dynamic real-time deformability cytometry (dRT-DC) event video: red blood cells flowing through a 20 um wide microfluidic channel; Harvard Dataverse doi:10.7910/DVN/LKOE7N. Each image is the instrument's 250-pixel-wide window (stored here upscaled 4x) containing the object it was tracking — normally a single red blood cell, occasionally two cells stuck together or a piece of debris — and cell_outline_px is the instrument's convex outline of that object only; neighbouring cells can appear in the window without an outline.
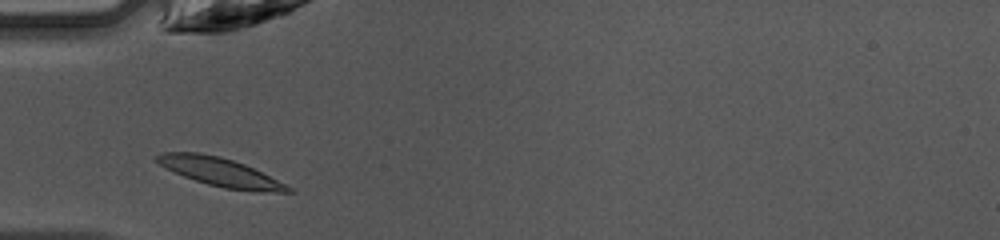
{"species": "common noctule bat (a hibernating species)", "species_latin": "Nyctalus noctula", "temperature_condition": "warm", "stored_images_in_passage": 34, "camera_frame_rate_fps": 3000, "um_per_image_px": 0.085, "animal": {"sex": "female", "body_mass_g": 10.0, "forearm_length_mm": 53.1}, "frame": {"image": 1, "passage_image": 2, "time_ms": 0.333, "image_size_px": [1000, 240], "cell_outline_px": [[296, 192], [260, 192], [224, 188], [208, 184], [184, 176], [160, 164], [156, 160], [156, 156], [164, 152], [200, 152], [220, 156], [244, 164], [292, 188]], "centroid_in_image_um": [18.73, 14.62], "position_along_channel_um": 66.3, "area_um2": 21.27}}
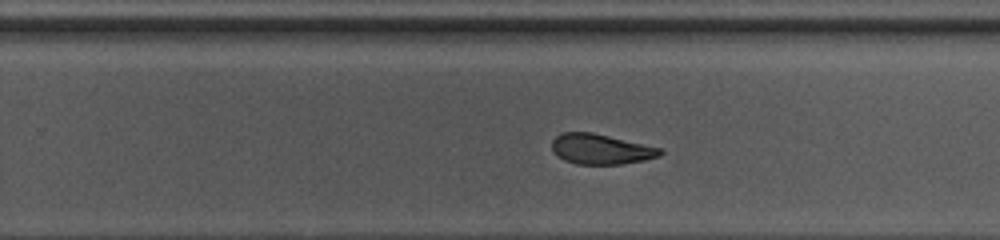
{"frame": {"image": 2, "passage_image": 17, "time_ms": 5.333, "image_size_px": [1000, 240], "cell_outline_px": [[664, 152], [660, 156], [644, 160], [620, 164], [576, 164], [564, 160], [556, 156], [552, 152], [552, 140], [560, 132], [592, 132], [660, 148]], "centroid_in_image_um": [51.02, 12.67], "position_along_channel_um": 278.8, "area_um2": 19.07}}
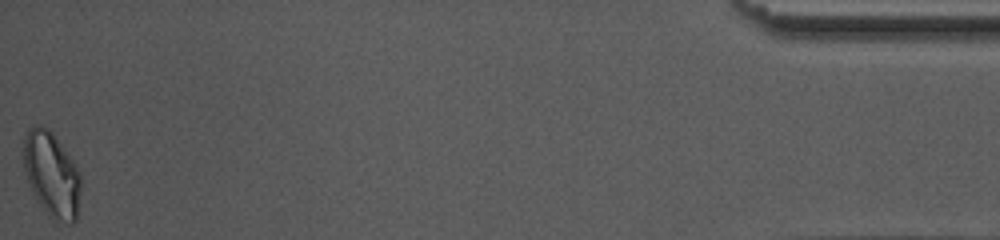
{"frame": {"image": 3, "passage_image": 34, "time_ms": 11.0, "image_size_px": [1000, 240], "cell_outline_px": [[80, 192], [76, 220], [72, 224], [68, 224], [48, 220], [24, 172], [24, 136], [28, 128], [36, 124], [48, 128], [52, 132], [76, 164], [80, 172]], "centroid_in_image_um": [4.4, 14.86], "position_along_channel_um": 430.8, "area_um2": 28.61}, "authors_computed_cell_mechanics": {"area_um2": 20.6346, "velocity_mm_per_s": 4.2523, "shape_relaxation_time_tau1_ms": 3.587, "shape_relaxation_time_tau2_ms": 1.8503, "deformation_change_tau1": 0.1384, "deformation_change_tau2": 0.0718}}